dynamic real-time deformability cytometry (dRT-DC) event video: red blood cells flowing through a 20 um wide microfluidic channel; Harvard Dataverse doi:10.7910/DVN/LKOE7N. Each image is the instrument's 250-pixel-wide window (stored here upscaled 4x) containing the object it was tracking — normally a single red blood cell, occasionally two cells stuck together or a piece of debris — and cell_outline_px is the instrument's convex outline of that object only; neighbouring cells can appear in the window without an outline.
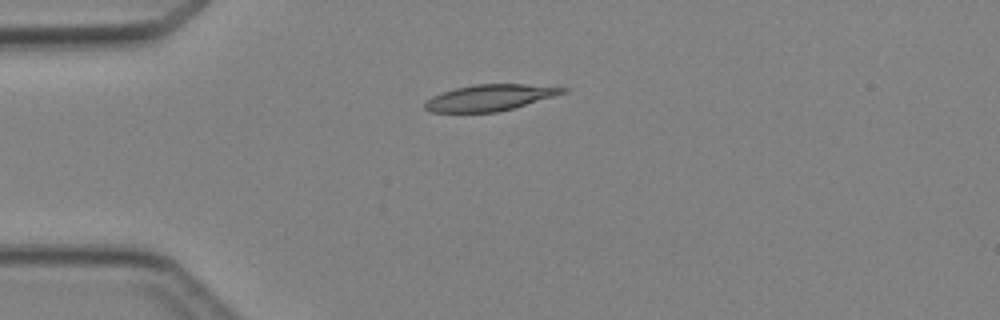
{"species": "Egyptian fruit bat (a non-hibernating species)", "species_latin": "Rousettus aegyptiacus", "temperature_condition": "cold", "stored_images_in_passage": 1, "camera_frame_rate_fps": 3000, "um_per_image_px": 0.085, "animal": {"sex": "female"}, "frame": {"image": 1, "passage_image": 1, "time_ms": 0.0, "image_size_px": [1000, 320], "cell_outline_px": [[572, 88], [568, 92], [512, 108], [496, 112], [432, 112], [424, 108], [424, 104], [432, 96], [456, 88], [472, 84], [524, 84]], "centroid_in_image_um": [41.67, 8.29], "position_along_channel_um": 43.3, "area_um2": 20.87}}